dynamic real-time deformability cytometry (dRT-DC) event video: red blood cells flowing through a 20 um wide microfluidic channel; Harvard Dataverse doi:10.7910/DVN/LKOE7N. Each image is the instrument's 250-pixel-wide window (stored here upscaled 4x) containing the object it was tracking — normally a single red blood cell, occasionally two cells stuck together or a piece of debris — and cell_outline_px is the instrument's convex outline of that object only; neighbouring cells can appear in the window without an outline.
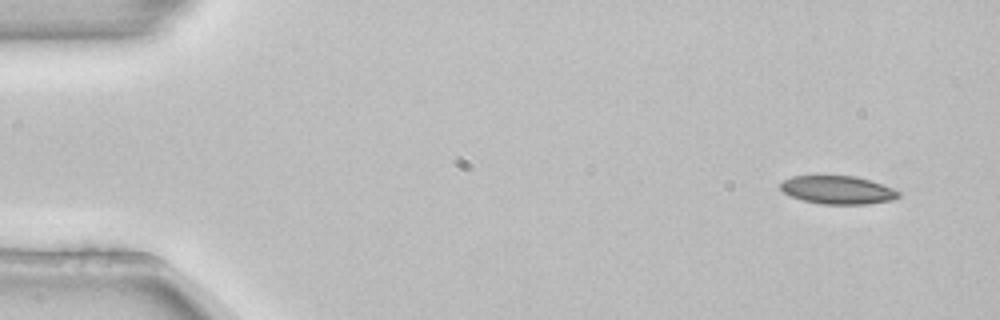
{"species": "common noctule bat (a hibernating species)", "species_latin": "Nyctalus noctula", "temperature_condition": "room temperature", "stored_images_in_passage": 4, "camera_frame_rate_fps": 3000, "um_per_image_px": 0.085, "animal": {"sex": "female", "body_mass_g": 22.7, "forearm_length_mm": 54.2}, "frame": {"image": 1, "passage_image": 1, "time_ms": 0.0, "image_size_px": [1000, 320], "cell_outline_px": [[900, 196], [892, 200], [868, 204], [820, 204], [804, 200], [792, 196], [784, 192], [780, 188], [780, 184], [784, 180], [792, 176], [856, 176], [892, 188], [900, 192]], "centroid_in_image_um": [71.21, 16.15], "position_along_channel_um": 13.8, "area_um2": 19.19}}
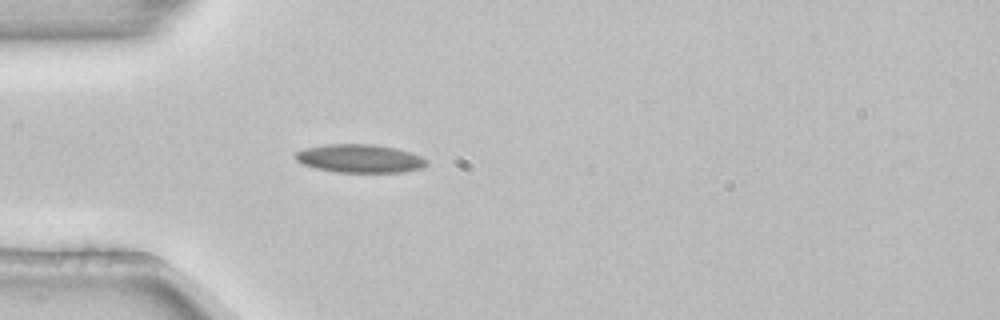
{"frame": {"image": 2, "passage_image": 4, "time_ms": 1.0, "image_size_px": [1000, 320], "cell_outline_px": [[428, 164], [420, 168], [404, 172], [336, 172], [316, 168], [304, 164], [296, 160], [292, 156], [296, 152], [304, 148], [328, 144], [372, 144], [396, 148], [412, 152], [428, 160]], "centroid_in_image_um": [30.58, 13.47], "position_along_channel_um": 54.4, "area_um2": 21.73}}